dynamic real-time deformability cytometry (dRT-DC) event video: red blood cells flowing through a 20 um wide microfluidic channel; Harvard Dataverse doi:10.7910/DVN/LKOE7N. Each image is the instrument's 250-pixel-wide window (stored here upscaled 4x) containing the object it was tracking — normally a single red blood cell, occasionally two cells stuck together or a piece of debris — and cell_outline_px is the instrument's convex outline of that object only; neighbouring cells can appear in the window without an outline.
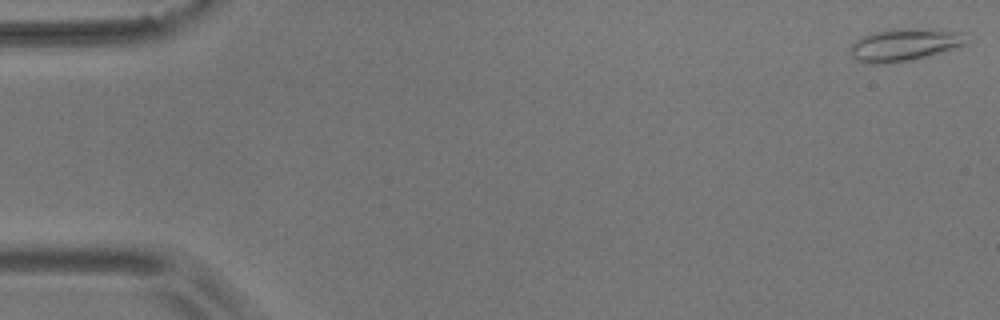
{"species": "common noctule bat (a hibernating species)", "species_latin": "Nyctalus noctula", "temperature_condition": "room temperature", "stored_images_in_passage": 55, "camera_frame_rate_fps": 3000, "um_per_image_px": 0.085, "animal": {"sex": "male", "body_mass_g": 17.9}, "frame": {"image": 1, "passage_image": 1, "time_ms": 0.0, "image_size_px": [1000, 320], "cell_outline_px": [[976, 36], [964, 44], [940, 52], [912, 60], [880, 64], [864, 64], [856, 60], [852, 56], [852, 44], [856, 40], [864, 36], [876, 32], [892, 28], [912, 28], [964, 32]], "centroid_in_image_um": [76.94, 3.79], "position_along_channel_um": 8.1, "area_um2": 22.02}}
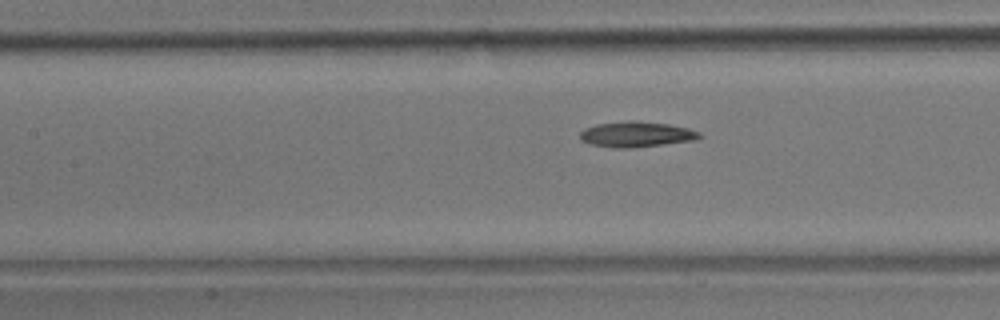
{"frame": {"image": 2, "passage_image": 24, "time_ms": 7.667, "image_size_px": [1000, 320], "cell_outline_px": [[704, 136], [696, 140], [632, 148], [612, 148], [588, 144], [580, 140], [580, 132], [584, 128], [596, 124], [628, 120], [632, 120], [668, 124], [688, 128], [700, 132]], "centroid_in_image_um": [54.07, 11.42], "position_along_channel_um": 153.3, "area_um2": 18.03}}
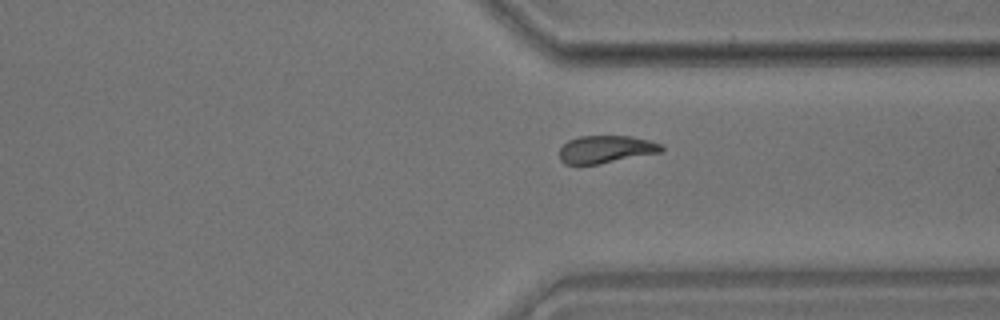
{"frame": {"image": 3, "passage_image": 41, "time_ms": 13.333, "image_size_px": [1000, 320], "cell_outline_px": [[664, 152], [600, 164], [564, 164], [560, 160], [560, 148], [568, 140], [580, 136], [632, 136], [664, 144]], "centroid_in_image_um": [51.56, 12.69], "position_along_channel_um": 359.8, "area_um2": 16.65}, "authors_computed_cell_mechanics": {"area_um2": 17.1666, "velocity_mm_per_s": 3.653, "shape_relaxation_time_tau1_ms": 9.8527, "shape_relaxation_time_tau2_ms": 5.353, "deformation_change_tau1": 0.2276, "deformation_change_tau2": 0.0965}}